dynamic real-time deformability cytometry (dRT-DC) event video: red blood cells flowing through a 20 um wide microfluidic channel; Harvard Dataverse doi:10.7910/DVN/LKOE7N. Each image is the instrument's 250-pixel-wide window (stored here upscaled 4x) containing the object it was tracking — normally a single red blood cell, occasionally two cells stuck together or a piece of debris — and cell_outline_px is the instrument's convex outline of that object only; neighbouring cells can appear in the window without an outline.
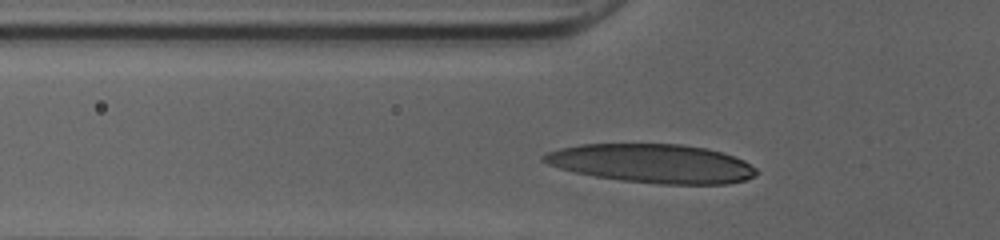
{"species": "human", "species_latin": "Homo sapiens", "temperature_condition": "cold", "stored_images_in_passage": 31, "camera_frame_rate_fps": 3000, "um_per_image_px": 0.085, "donor": {"sex": "female"}, "frame": {"image": 1, "passage_image": 7, "time_ms": 2.0, "image_size_px": [1000, 240], "cell_outline_px": [[760, 172], [756, 176], [744, 180], [728, 184], [660, 184], [624, 180], [596, 176], [576, 172], [560, 168], [548, 164], [540, 160], [540, 156], [548, 152], [560, 148], [580, 144], [680, 144], [708, 148], [724, 152], [744, 160], [756, 168]], "centroid_in_image_um": [55.48, 13.89], "position_along_channel_um": 70.3, "area_um2": 48.21}}
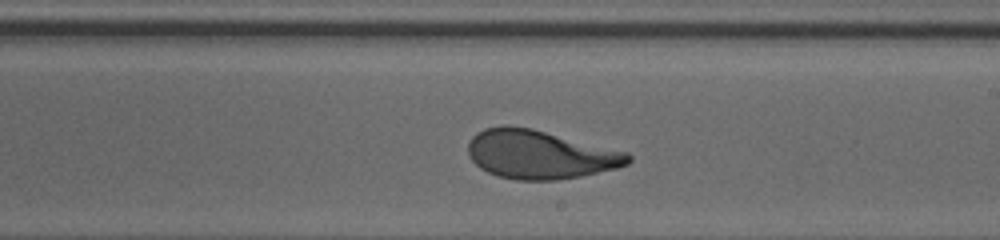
{"frame": {"image": 2, "passage_image": 20, "time_ms": 6.333, "image_size_px": [1000, 240], "cell_outline_px": [[632, 160], [628, 164], [616, 168], [580, 176], [556, 180], [516, 180], [496, 176], [480, 168], [468, 156], [468, 144], [472, 136], [476, 132], [484, 128], [504, 124], [508, 124], [532, 128], [628, 152], [632, 156]], "centroid_in_image_um": [45.86, 13.12], "position_along_channel_um": 243.1, "area_um2": 45.72}}
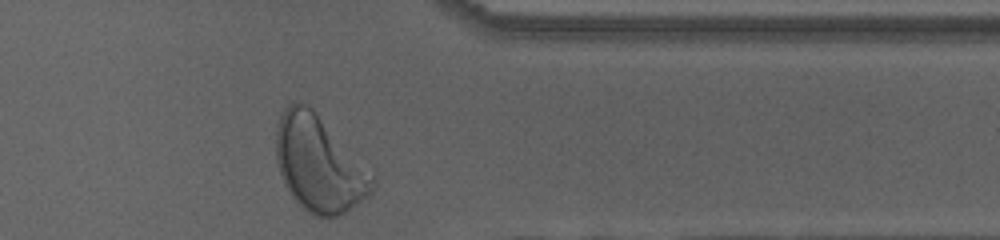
{"frame": {"image": 3, "passage_image": 31, "time_ms": 10.0, "image_size_px": [1000, 240], "cell_outline_px": [[376, 184], [372, 196], [344, 212], [336, 216], [312, 216], [292, 196], [284, 184], [276, 160], [276, 124], [284, 108], [292, 100], [296, 100], [308, 104], [312, 108], [376, 180]], "centroid_in_image_um": [27.08, 13.93], "position_along_channel_um": 384.3, "area_um2": 53.18}, "authors_computed_cell_mechanics": {"area_um2": 45.1996, "velocity_mm_per_s": 4.0096, "shape_relaxation_time_tau1_ms": 3.387, "shape_relaxation_time_tau2_ms": 0.8643, "deformation_change_tau1": 0.2164, "deformation_change_tau2": 0.0809}}